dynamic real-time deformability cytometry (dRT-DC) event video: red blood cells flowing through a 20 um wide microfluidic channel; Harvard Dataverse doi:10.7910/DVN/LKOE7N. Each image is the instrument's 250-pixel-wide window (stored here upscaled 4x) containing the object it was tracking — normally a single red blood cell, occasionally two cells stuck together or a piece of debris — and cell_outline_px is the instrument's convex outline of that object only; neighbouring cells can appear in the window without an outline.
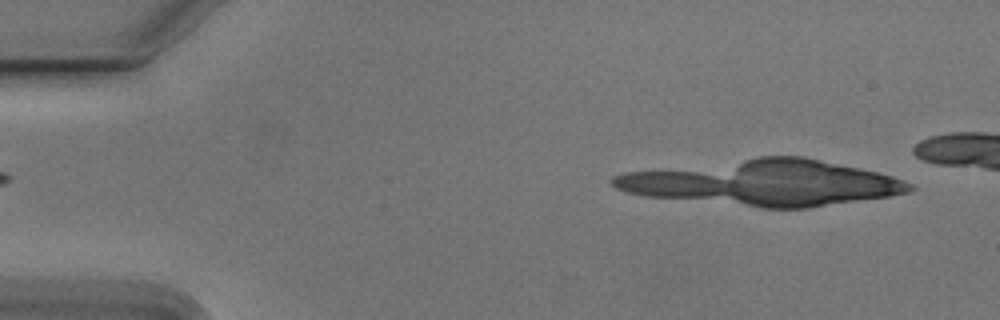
{"species": "Egyptian fruit bat (a non-hibernating species)", "species_latin": "Rousettus aegyptiacus", "temperature_condition": "cold", "stored_images_in_passage": 9, "camera_frame_rate_fps": 3000, "um_per_image_px": 0.085, "animal": {"sex": "male"}, "frame": {"image": 1, "passage_image": 3, "time_ms": 0.667, "image_size_px": [1000, 320], "cell_outline_px": [[892, 192], [876, 196], [812, 204], [760, 204], [748, 200], [732, 192], [828, 168], [844, 168], [884, 176], [892, 180]], "centroid_in_image_um": [69.65, 15.96], "position_along_channel_um": 15.4, "area_um2": 27.46}}